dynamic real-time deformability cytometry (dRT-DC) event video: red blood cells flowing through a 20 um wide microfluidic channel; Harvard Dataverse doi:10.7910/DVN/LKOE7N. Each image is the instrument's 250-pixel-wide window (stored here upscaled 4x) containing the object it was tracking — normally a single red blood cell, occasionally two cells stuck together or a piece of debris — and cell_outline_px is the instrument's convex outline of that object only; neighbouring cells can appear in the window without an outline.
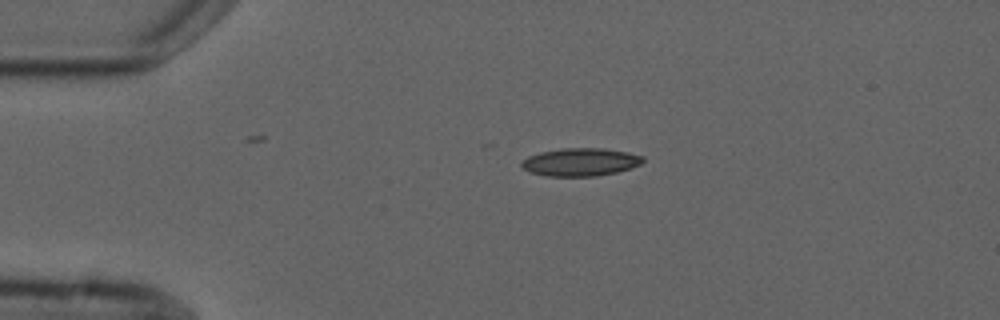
{"species": "common noctule bat (a hibernating species)", "species_latin": "Nyctalus noctula", "temperature_condition": "cold", "stored_images_in_passage": 2, "camera_frame_rate_fps": 3000, "um_per_image_px": 0.085, "animal": {"sex": "male", "forearm_length_mm": 52.5}, "frame": {"image": 1, "passage_image": 1, "time_ms": 0.0, "image_size_px": [1000, 320], "cell_outline_px": [[644, 160], [640, 164], [632, 168], [616, 172], [596, 176], [548, 176], [532, 172], [524, 168], [520, 164], [528, 156], [540, 152], [560, 148], [604, 148], [628, 152], [644, 156]], "centroid_in_image_um": [49.38, 13.76], "position_along_channel_um": 35.6, "area_um2": 19.71}}